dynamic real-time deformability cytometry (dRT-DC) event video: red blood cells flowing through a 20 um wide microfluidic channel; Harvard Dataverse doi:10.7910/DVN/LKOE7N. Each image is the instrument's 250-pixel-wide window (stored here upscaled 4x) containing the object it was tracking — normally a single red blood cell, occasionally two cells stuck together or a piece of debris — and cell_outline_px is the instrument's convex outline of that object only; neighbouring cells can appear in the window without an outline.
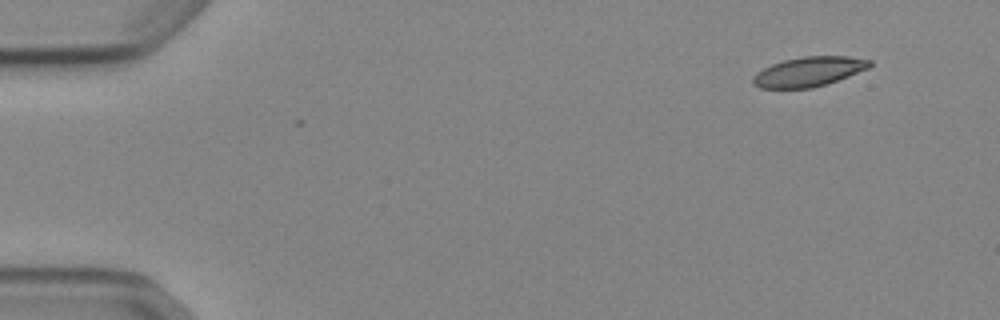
{"species": "Egyptian fruit bat (a non-hibernating species)", "species_latin": "Rousettus aegyptiacus", "temperature_condition": "cold", "stored_images_in_passage": 2, "camera_frame_rate_fps": 3000, "um_per_image_px": 0.085, "animal": {"sex": "female"}, "frame": {"image": 1, "passage_image": 2, "time_ms": 0.333, "image_size_px": [1000, 320], "cell_outline_px": [[872, 64], [868, 68], [828, 84], [812, 88], [760, 88], [752, 84], [752, 76], [756, 72], [772, 64], [784, 60], [804, 56], [848, 56], [872, 60]], "centroid_in_image_um": [68.73, 6.09], "position_along_channel_um": 16.3, "area_um2": 20.23}}